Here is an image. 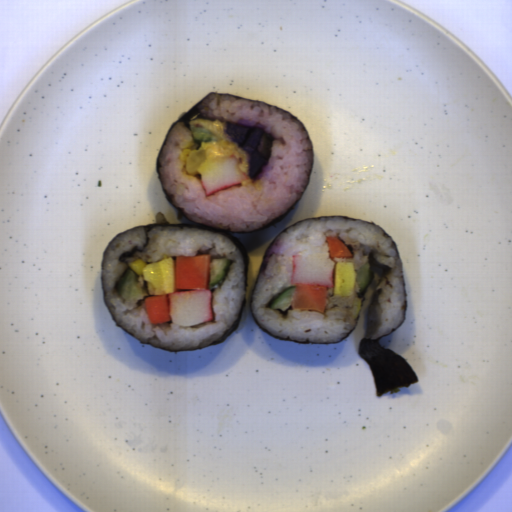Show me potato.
<instances>
[{
	"label": "potato",
	"mask_w": 512,
	"mask_h": 512,
	"mask_svg": "<svg viewBox=\"0 0 512 512\" xmlns=\"http://www.w3.org/2000/svg\"><path fill=\"white\" fill-rule=\"evenodd\" d=\"M180 160H183V166L181 168L182 173L192 176L199 174L198 168L207 158L205 150L200 148L197 150L183 149L180 154Z\"/></svg>",
	"instance_id": "e7d74ba8"
},
{
	"label": "potato",
	"mask_w": 512,
	"mask_h": 512,
	"mask_svg": "<svg viewBox=\"0 0 512 512\" xmlns=\"http://www.w3.org/2000/svg\"><path fill=\"white\" fill-rule=\"evenodd\" d=\"M223 133L231 138L248 156L249 181L256 183L264 166L268 165L272 144L276 139L272 132L266 130L265 126L238 118L226 120Z\"/></svg>",
	"instance_id": "72c452e6"
}]
</instances>
